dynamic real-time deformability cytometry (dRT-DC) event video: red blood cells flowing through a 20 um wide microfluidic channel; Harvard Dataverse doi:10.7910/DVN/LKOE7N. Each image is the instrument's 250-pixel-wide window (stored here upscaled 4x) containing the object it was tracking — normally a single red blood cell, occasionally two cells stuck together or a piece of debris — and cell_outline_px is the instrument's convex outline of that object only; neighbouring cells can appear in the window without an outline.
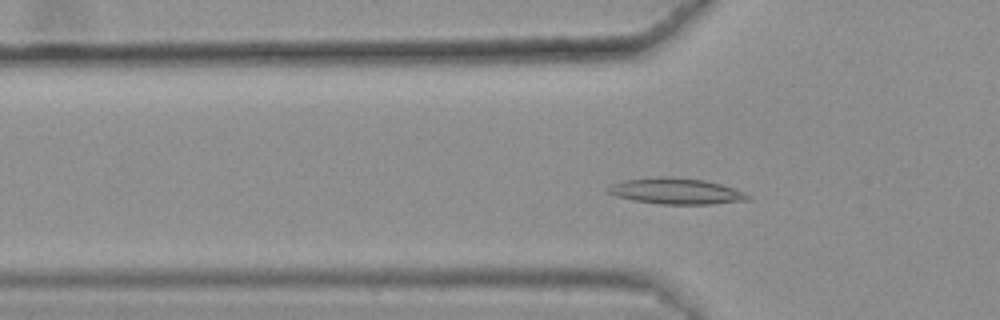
{"species": "common noctule bat (a hibernating species)", "species_latin": "Nyctalus noctula", "temperature_condition": "warm", "stored_images_in_passage": 43, "camera_frame_rate_fps": 3000, "um_per_image_px": 0.085, "animal": {"sex": "female", "body_mass_g": 25.1}, "frame": {"image": 1, "passage_image": 15, "time_ms": 4.667, "image_size_px": [1000, 320], "cell_outline_px": [[752, 200], [712, 204], [660, 204], [632, 200], [616, 196], [608, 192], [608, 188], [612, 184], [624, 180], [660, 176], [668, 176], [704, 180], [720, 184], [744, 192], [752, 196]], "centroid_in_image_um": [57.5, 16.25], "position_along_channel_um": 68.3, "area_um2": 21.21}}
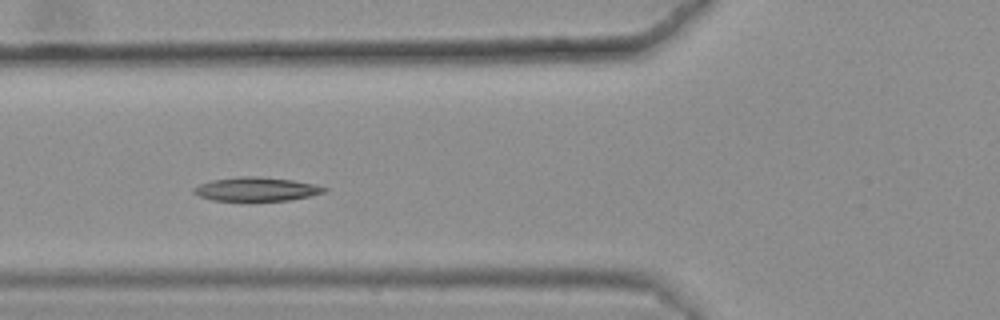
{"frame": {"image": 2, "passage_image": 18, "time_ms": 5.667, "image_size_px": [1000, 320], "cell_outline_px": [[328, 192], [288, 200], [248, 204], [212, 200], [200, 196], [192, 192], [192, 188], [200, 184], [212, 180], [244, 176], [248, 176], [292, 180], [316, 184], [328, 188]], "centroid_in_image_um": [21.77, 16.14], "position_along_channel_um": 104.0, "area_um2": 18.9}}
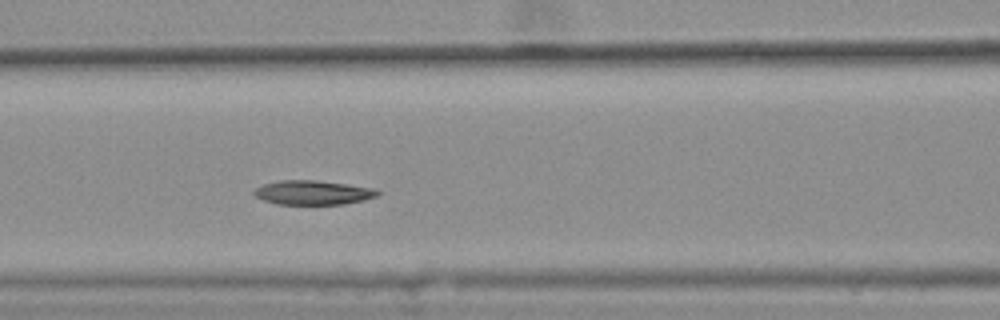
{"frame": {"image": 3, "passage_image": 21, "time_ms": 6.667, "image_size_px": [1000, 320], "cell_outline_px": [[380, 192], [376, 196], [364, 200], [344, 204], [276, 204], [264, 200], [256, 196], [252, 192], [256, 188], [264, 184], [280, 180], [316, 180], [372, 188]], "centroid_in_image_um": [26.57, 16.37], "position_along_channel_um": 140.0, "area_um2": 17.22}}